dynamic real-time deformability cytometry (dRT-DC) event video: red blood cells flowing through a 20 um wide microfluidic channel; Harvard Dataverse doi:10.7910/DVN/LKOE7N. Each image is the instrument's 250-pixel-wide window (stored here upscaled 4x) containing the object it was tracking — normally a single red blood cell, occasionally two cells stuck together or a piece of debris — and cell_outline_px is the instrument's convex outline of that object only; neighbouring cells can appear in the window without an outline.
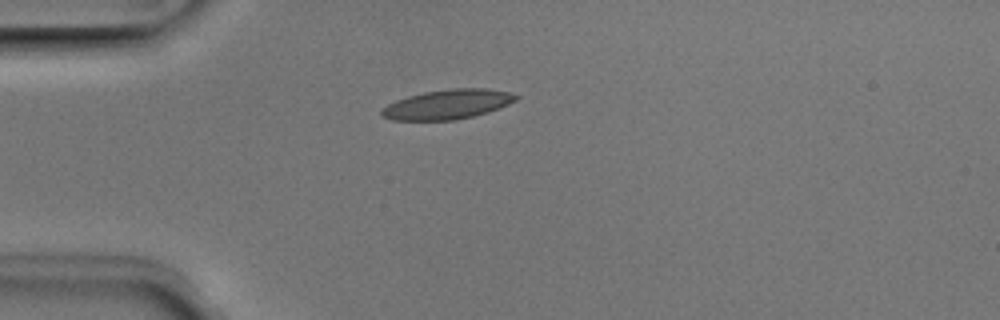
{"species": "Egyptian fruit bat (a non-hibernating species)", "species_latin": "Rousettus aegyptiacus", "temperature_condition": "room temperature", "stored_images_in_passage": 34, "camera_frame_rate_fps": 3000, "um_per_image_px": 0.085, "animal": {"sex": "male"}, "frame": {"image": 1, "passage_image": 1, "time_ms": 0.0, "image_size_px": [1000, 320], "cell_outline_px": [[520, 96], [516, 100], [508, 104], [488, 112], [456, 120], [392, 120], [380, 116], [380, 112], [388, 104], [396, 100], [408, 96], [424, 92], [452, 88], [484, 88], [508, 92]], "centroid_in_image_um": [38.02, 8.87], "position_along_channel_um": 47.0, "area_um2": 23.06}}
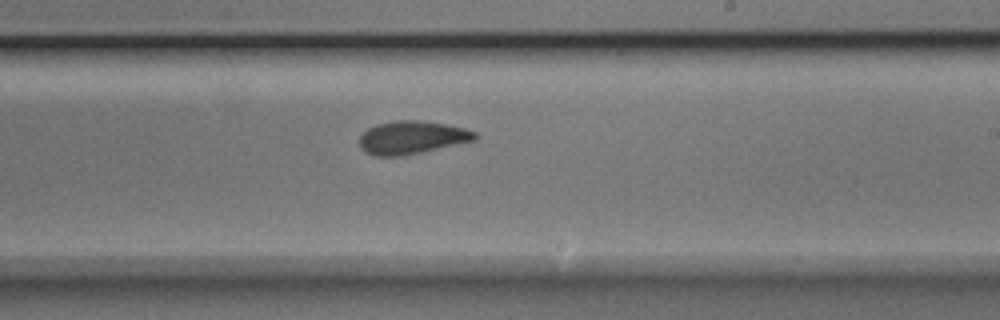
{"frame": {"image": 2, "passage_image": 18, "time_ms": 5.667, "image_size_px": [1000, 320], "cell_outline_px": [[476, 140], [420, 152], [400, 156], [376, 156], [364, 152], [360, 148], [360, 136], [368, 128], [376, 124], [396, 120], [420, 120], [444, 124], [464, 128], [476, 132]], "centroid_in_image_um": [34.98, 11.68], "position_along_channel_um": 254.0, "area_um2": 22.08}}
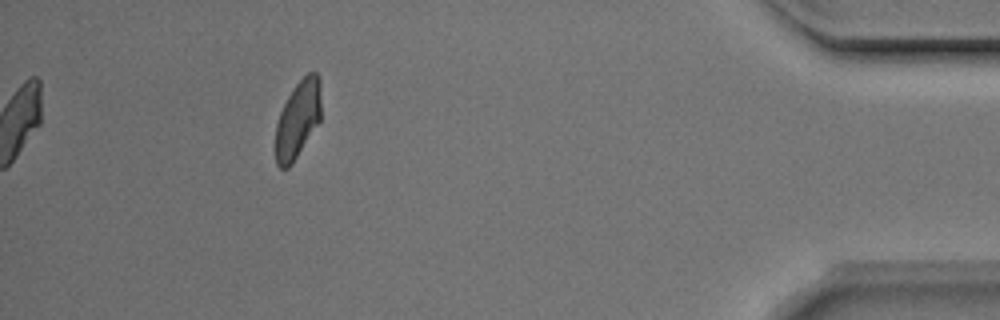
{"frame": {"image": 3, "passage_image": 34, "time_ms": 11.0, "image_size_px": [1000, 320], "cell_outline_px": [[320, 120], [292, 164], [288, 168], [280, 168], [276, 164], [276, 124], [280, 112], [288, 96], [296, 84], [308, 72], [316, 72], [320, 80]], "centroid_in_image_um": [25.31, 10.14], "position_along_channel_um": 409.9, "area_um2": 20.29}, "authors_computed_cell_mechanics": {"area_um2": 22.0796, "velocity_mm_per_s": 3.9564, "shape_relaxation_time_tau1_ms": 4.429, "shape_relaxation_time_tau2_ms": 2.1747, "deformation_change_tau1": 0.1321, "deformation_change_tau2": 0.0715}}